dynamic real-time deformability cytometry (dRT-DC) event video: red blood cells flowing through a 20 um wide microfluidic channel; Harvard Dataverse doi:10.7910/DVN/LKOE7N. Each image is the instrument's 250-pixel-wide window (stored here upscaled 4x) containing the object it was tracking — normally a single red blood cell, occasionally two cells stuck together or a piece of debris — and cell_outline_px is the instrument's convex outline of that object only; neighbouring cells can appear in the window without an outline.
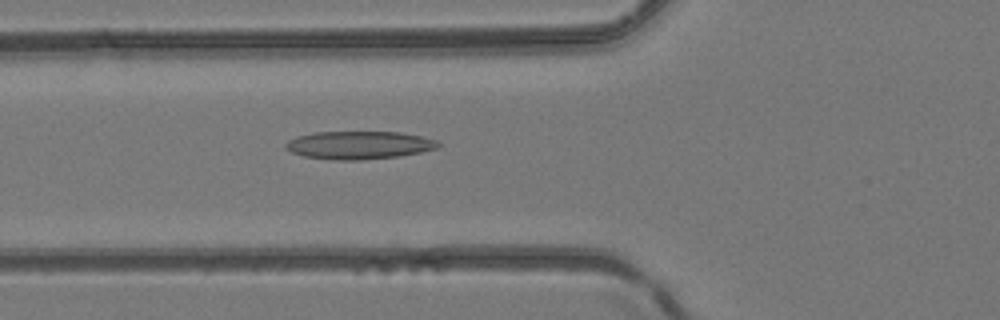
{"species": "common noctule bat (a hibernating species)", "species_latin": "Nyctalus noctula", "temperature_condition": "room temperature", "stored_images_in_passage": 26, "camera_frame_rate_fps": 3000, "um_per_image_px": 0.085, "animal": {"sex": "female", "body_mass_g": 24.6, "forearm_length_mm": 56.2}, "frame": {"image": 1, "passage_image": 18, "time_ms": 5.667, "image_size_px": [1000, 320], "cell_outline_px": [[440, 144], [436, 148], [420, 152], [396, 156], [360, 160], [332, 160], [304, 156], [292, 152], [284, 148], [284, 144], [288, 140], [296, 136], [316, 132], [400, 132], [420, 136], [436, 140]], "centroid_in_image_um": [30.45, 12.33], "position_along_channel_um": 95.3, "area_um2": 24.74}}
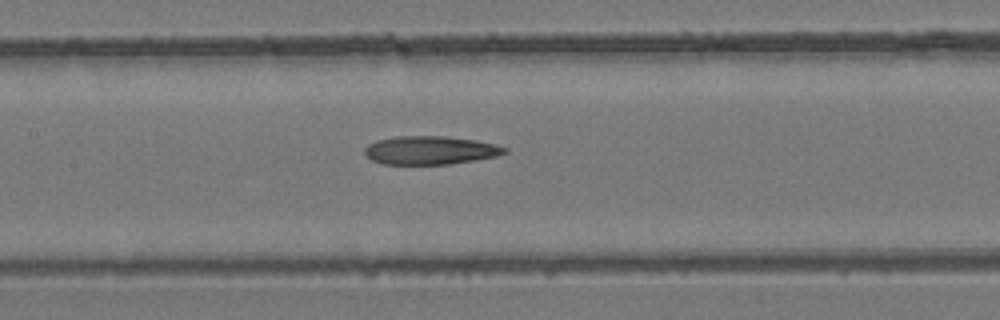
{"frame": {"image": 2, "passage_image": 23, "time_ms": 7.333, "image_size_px": [1000, 320], "cell_outline_px": [[508, 152], [496, 156], [476, 160], [448, 164], [384, 164], [372, 160], [364, 152], [364, 148], [368, 144], [376, 140], [396, 136], [444, 136], [472, 140], [492, 144], [508, 148]], "centroid_in_image_um": [36.54, 12.77], "position_along_channel_um": 170.9, "area_um2": 23.0}}
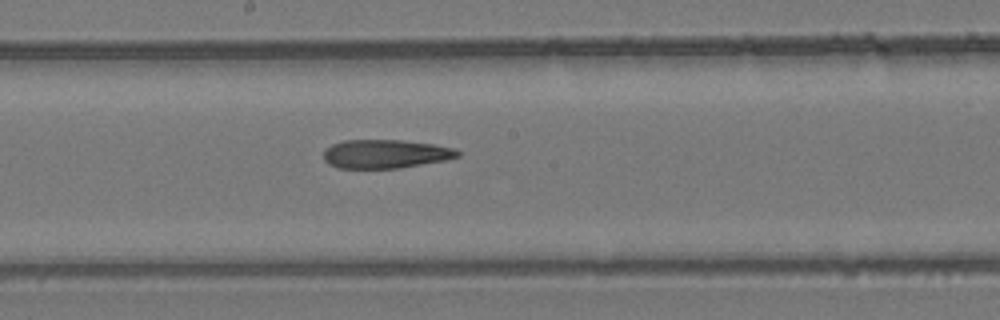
{"frame": {"image": 3, "passage_image": 26, "time_ms": 8.333, "image_size_px": [1000, 320], "cell_outline_px": [[460, 156], [448, 160], [400, 168], [336, 168], [328, 164], [324, 160], [324, 152], [332, 144], [344, 140], [400, 140], [432, 144], [452, 148], [460, 152]], "centroid_in_image_um": [32.77, 13.09], "position_along_channel_um": 215.4, "area_um2": 22.43}}